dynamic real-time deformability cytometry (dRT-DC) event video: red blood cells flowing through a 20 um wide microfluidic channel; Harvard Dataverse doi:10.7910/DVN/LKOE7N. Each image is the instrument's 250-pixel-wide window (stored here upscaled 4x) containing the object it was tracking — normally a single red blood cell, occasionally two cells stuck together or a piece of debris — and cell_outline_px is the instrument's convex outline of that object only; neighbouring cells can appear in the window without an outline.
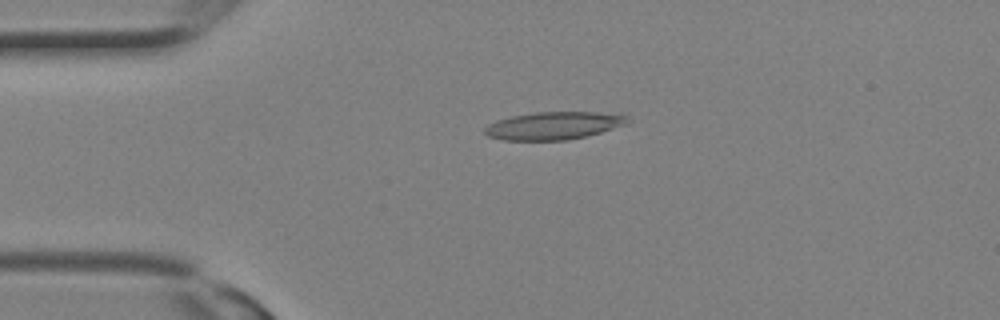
{"species": "Egyptian fruit bat (a non-hibernating species)", "species_latin": "Rousettus aegyptiacus", "temperature_condition": "room temperature", "stored_images_in_passage": 29, "camera_frame_rate_fps": 3000, "um_per_image_px": 0.085, "animal": {"sex": "female"}, "frame": {"image": 1, "passage_image": 7, "time_ms": 2.0, "image_size_px": [1000, 320], "cell_outline_px": [[628, 124], [588, 136], [564, 140], [504, 140], [488, 136], [484, 132], [484, 128], [488, 124], [496, 120], [512, 116], [532, 112], [620, 112], [628, 116]], "centroid_in_image_um": [47.12, 10.66], "position_along_channel_um": 37.9, "area_um2": 23.41}}
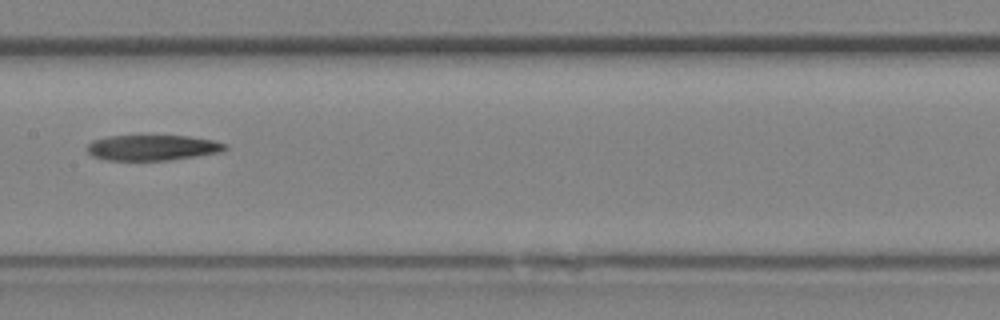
{"frame": {"image": 2, "passage_image": 15, "time_ms": 4.667, "image_size_px": [1000, 320], "cell_outline_px": [[228, 148], [220, 152], [172, 160], [104, 160], [92, 156], [88, 152], [88, 144], [92, 140], [108, 136], [188, 136], [216, 140], [228, 144]], "centroid_in_image_um": [12.99, 12.55], "position_along_channel_um": 194.4, "area_um2": 20.63}}
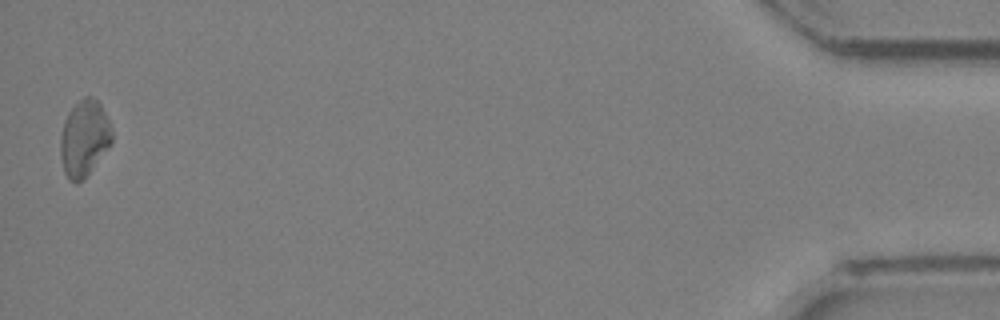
{"frame": {"image": 3, "passage_image": 29, "time_ms": 9.333, "image_size_px": [1000, 320], "cell_outline_px": [[112, 140], [108, 148], [84, 180], [76, 184], [68, 180], [64, 172], [60, 156], [60, 136], [64, 120], [68, 112], [84, 96], [92, 96], [100, 104], [112, 128]], "centroid_in_image_um": [7.14, 11.79], "position_along_channel_um": 428.1, "area_um2": 23.0}}